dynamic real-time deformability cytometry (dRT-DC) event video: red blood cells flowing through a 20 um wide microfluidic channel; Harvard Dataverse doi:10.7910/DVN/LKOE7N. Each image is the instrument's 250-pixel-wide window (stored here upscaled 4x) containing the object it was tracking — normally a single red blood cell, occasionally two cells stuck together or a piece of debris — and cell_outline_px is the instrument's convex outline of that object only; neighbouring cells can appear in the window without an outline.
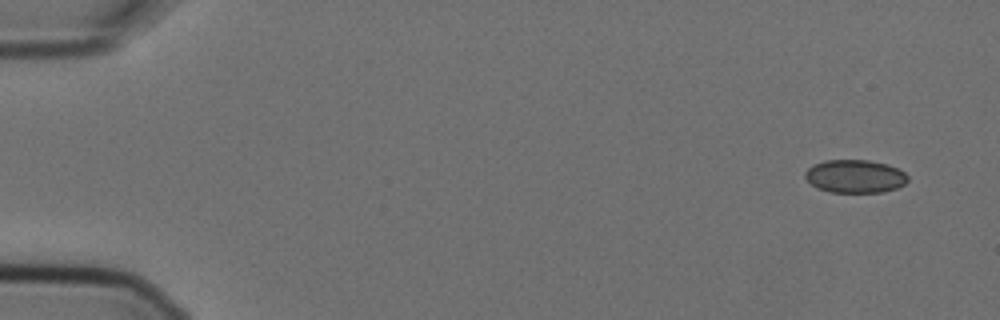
{"species": "Egyptian fruit bat (a non-hibernating species)", "species_latin": "Rousettus aegyptiacus", "temperature_condition": "cold", "stored_images_in_passage": 5, "camera_frame_rate_fps": 3000, "um_per_image_px": 0.085, "animal": {"sex": "female"}, "frame": {"image": 1, "passage_image": 1, "time_ms": 0.0, "image_size_px": [1000, 320], "cell_outline_px": [[908, 180], [904, 184], [896, 188], [884, 192], [832, 192], [816, 188], [804, 176], [804, 172], [808, 168], [824, 160], [868, 160], [888, 164], [900, 168], [908, 176]], "centroid_in_image_um": [72.7, 14.98], "position_along_channel_um": 12.3, "area_um2": 19.88}}
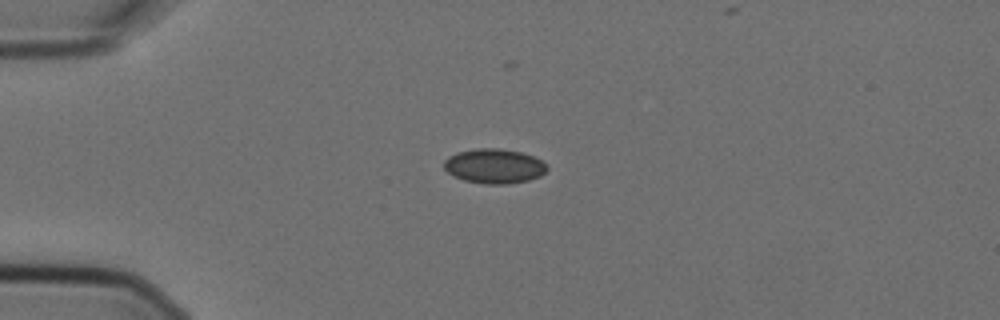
{"frame": {"image": 2, "passage_image": 4, "time_ms": 1.0, "image_size_px": [1000, 320], "cell_outline_px": [[548, 168], [540, 176], [528, 180], [508, 184], [484, 184], [464, 180], [452, 176], [444, 168], [444, 160], [448, 156], [456, 152], [476, 148], [500, 148], [520, 152], [532, 156], [548, 164]], "centroid_in_image_um": [41.98, 14.11], "position_along_channel_um": 43.0, "area_um2": 20.92}}